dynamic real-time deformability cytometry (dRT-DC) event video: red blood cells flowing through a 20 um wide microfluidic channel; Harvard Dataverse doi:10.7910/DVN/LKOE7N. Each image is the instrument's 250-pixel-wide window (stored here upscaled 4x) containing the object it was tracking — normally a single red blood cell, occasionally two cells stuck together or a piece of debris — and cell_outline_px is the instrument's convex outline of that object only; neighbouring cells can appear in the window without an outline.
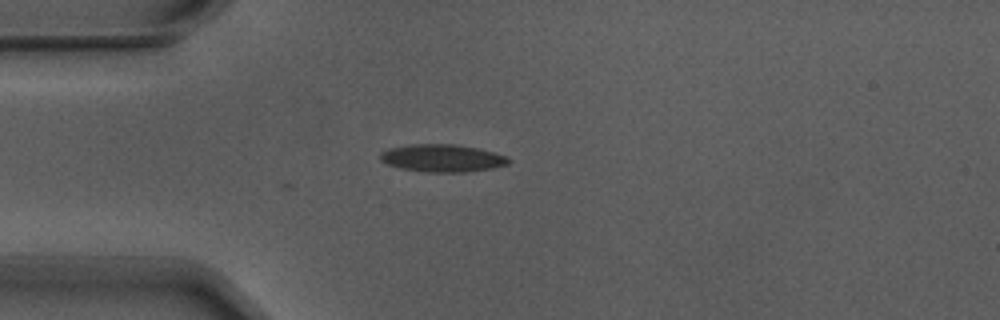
{"species": "Egyptian fruit bat (a non-hibernating species)", "species_latin": "Rousettus aegyptiacus", "temperature_condition": "warm", "stored_images_in_passage": 3, "camera_frame_rate_fps": 3000, "um_per_image_px": 0.085, "animal": {"sex": "male"}, "frame": {"image": 1, "passage_image": 3, "time_ms": 0.667, "image_size_px": [1000, 320], "cell_outline_px": [[512, 160], [508, 164], [492, 168], [464, 172], [428, 172], [400, 168], [388, 164], [380, 160], [380, 152], [388, 148], [408, 144], [456, 144], [480, 148], [508, 156]], "centroid_in_image_um": [37.61, 13.43], "position_along_channel_um": 47.4, "area_um2": 20.81}}